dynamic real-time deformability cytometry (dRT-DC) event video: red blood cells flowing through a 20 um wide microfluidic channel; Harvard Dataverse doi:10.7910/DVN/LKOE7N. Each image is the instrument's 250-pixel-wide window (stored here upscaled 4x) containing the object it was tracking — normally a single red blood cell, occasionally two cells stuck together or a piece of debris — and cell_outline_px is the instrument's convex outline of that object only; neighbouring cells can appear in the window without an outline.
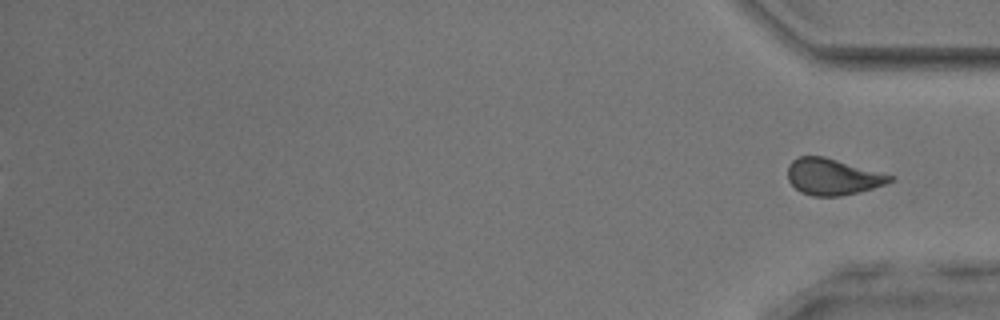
{"species": "common noctule bat (a hibernating species)", "species_latin": "Nyctalus noctula", "temperature_condition": "room temperature", "stored_images_in_passage": 54, "segment_of_instrument_passage": [2, 2], "camera_frame_rate_fps": 3000, "um_per_image_px": 0.085, "animal": {"sex": "male", "body_mass_g": 17.9, "forearm_length_mm": 54.2}, "frame": {"image": 1, "passage_image": 54, "time_ms": 17.667, "image_size_px": [1000, 320], "cell_outline_px": [[896, 176], [892, 180], [884, 184], [860, 192], [840, 196], [812, 196], [800, 192], [788, 180], [788, 164], [792, 160], [800, 156], [824, 156]], "centroid_in_image_um": [70.77, 15.02], "position_along_channel_um": 364.4, "area_um2": 21.68}}